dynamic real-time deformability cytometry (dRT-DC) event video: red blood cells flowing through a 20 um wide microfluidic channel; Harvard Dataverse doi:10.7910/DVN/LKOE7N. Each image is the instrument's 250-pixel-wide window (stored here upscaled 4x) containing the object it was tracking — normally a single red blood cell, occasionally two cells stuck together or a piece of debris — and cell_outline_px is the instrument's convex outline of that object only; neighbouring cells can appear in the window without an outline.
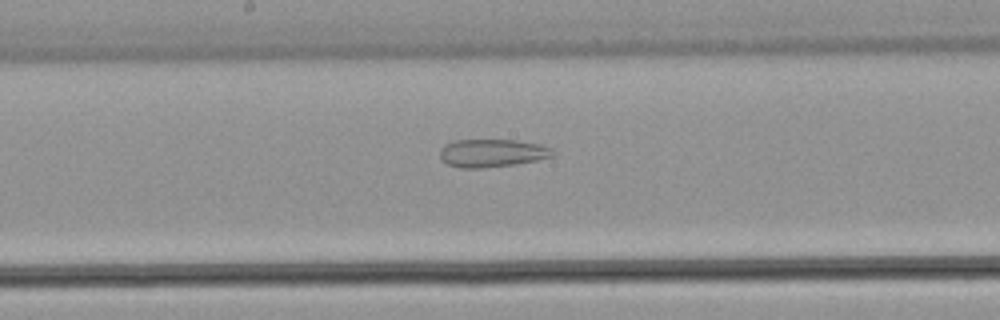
{"species": "common noctule bat (a hibernating species)", "species_latin": "Nyctalus noctula", "temperature_condition": "warm", "stored_images_in_passage": 37, "camera_frame_rate_fps": 3000, "um_per_image_px": 0.085, "animal": {"sex": "male", "body_mass_g": 21.5, "forearm_length_mm": 52.0}, "frame": {"image": 1, "passage_image": 19, "time_ms": 6.0, "image_size_px": [1000, 320], "cell_outline_px": [[556, 156], [516, 164], [484, 168], [460, 168], [448, 164], [440, 156], [440, 148], [444, 144], [452, 140], [516, 140], [540, 144], [552, 148], [556, 152]], "centroid_in_image_um": [41.86, 13.0], "position_along_channel_um": 206.3, "area_um2": 18.61}}
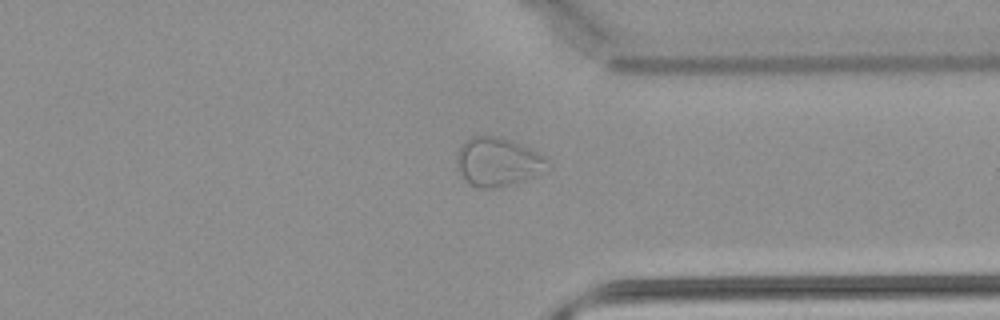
{"frame": {"image": 2, "passage_image": 28, "time_ms": 9.0, "image_size_px": [1000, 320], "cell_outline_px": [[544, 160], [532, 176], [500, 188], [476, 188], [460, 172], [456, 160], [456, 152], [472, 136], [500, 136], [528, 148], [544, 156]], "centroid_in_image_um": [42.18, 13.75], "position_along_channel_um": 369.2, "area_um2": 24.39}}
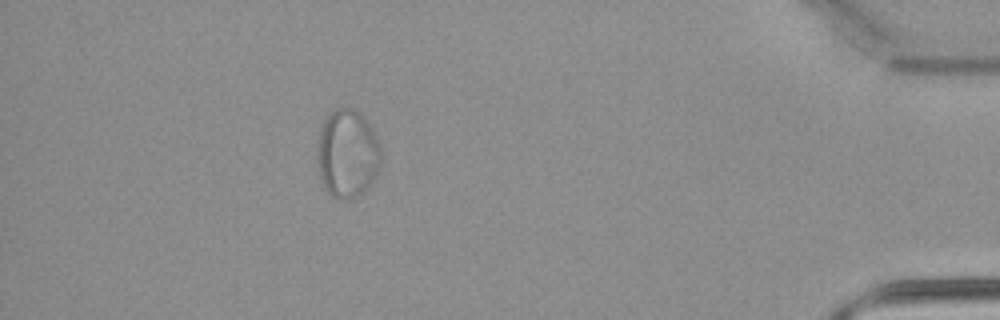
{"frame": {"image": 3, "passage_image": 33, "time_ms": 10.667, "image_size_px": [1000, 320], "cell_outline_px": [[380, 164], [376, 172], [368, 184], [356, 196], [332, 196], [328, 192], [320, 176], [316, 160], [320, 132], [324, 120], [336, 108], [352, 108], [360, 112], [368, 120], [376, 136], [380, 148]], "centroid_in_image_um": [29.51, 12.97], "position_along_channel_um": 405.7, "area_um2": 31.91}}